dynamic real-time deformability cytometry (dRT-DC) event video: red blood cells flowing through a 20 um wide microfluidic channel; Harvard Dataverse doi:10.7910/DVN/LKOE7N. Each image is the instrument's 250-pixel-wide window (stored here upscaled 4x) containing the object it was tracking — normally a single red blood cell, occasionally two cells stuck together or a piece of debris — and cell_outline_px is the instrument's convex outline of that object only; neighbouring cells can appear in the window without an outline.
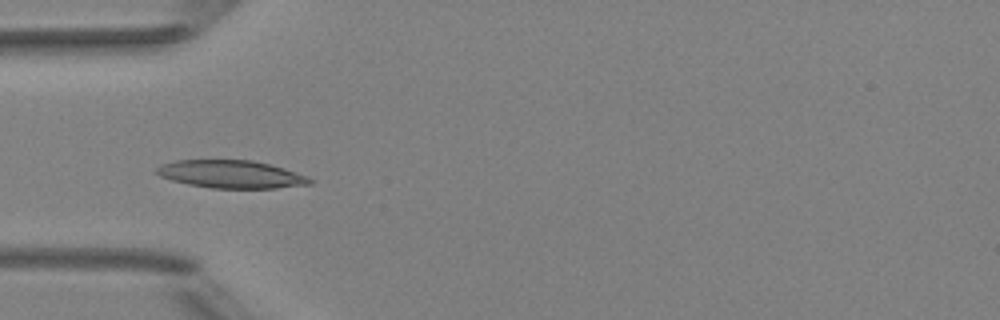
{"species": "Egyptian fruit bat (a non-hibernating species)", "species_latin": "Rousettus aegyptiacus", "temperature_condition": "room temperature", "stored_images_in_passage": 4, "camera_frame_rate_fps": 3000, "um_per_image_px": 0.085, "animal": {"sex": "female"}, "frame": {"image": 1, "passage_image": 4, "time_ms": 3.667, "image_size_px": [1000, 320], "cell_outline_px": [[312, 184], [276, 188], [212, 188], [188, 184], [172, 180], [160, 176], [156, 172], [156, 168], [160, 164], [176, 160], [252, 160], [284, 168], [308, 176], [312, 180]], "centroid_in_image_um": [19.64, 14.81], "position_along_channel_um": 65.4, "area_um2": 24.8}}